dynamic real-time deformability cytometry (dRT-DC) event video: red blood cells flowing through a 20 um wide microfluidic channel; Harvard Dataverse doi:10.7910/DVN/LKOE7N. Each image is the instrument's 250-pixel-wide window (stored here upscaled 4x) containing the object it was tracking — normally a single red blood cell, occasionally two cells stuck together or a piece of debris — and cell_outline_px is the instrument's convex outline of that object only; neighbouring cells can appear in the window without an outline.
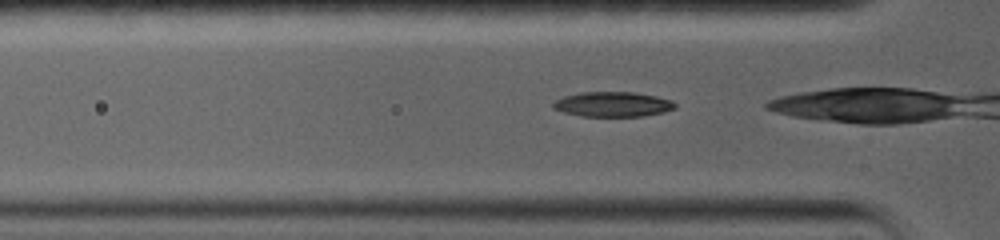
{"species": "common noctule bat (a hibernating species)", "species_latin": "Nyctalus noctula", "temperature_condition": "warm", "stored_images_in_passage": 4, "camera_frame_rate_fps": 5000, "um_per_image_px": 0.085, "animal": {"sex": "female", "body_mass_g": 19.0, "forearm_length_mm": 56.7}, "frame": {"image": 1, "passage_image": 2, "time_ms": 0.4, "image_size_px": [1000, 240], "cell_outline_px": [[676, 108], [664, 112], [644, 116], [580, 116], [564, 112], [552, 108], [552, 104], [556, 100], [564, 96], [580, 92], [636, 92], [656, 96], [672, 100], [676, 104]], "centroid_in_image_um": [52.1, 8.86], "position_along_channel_um": 73.7, "area_um2": 17.8}}